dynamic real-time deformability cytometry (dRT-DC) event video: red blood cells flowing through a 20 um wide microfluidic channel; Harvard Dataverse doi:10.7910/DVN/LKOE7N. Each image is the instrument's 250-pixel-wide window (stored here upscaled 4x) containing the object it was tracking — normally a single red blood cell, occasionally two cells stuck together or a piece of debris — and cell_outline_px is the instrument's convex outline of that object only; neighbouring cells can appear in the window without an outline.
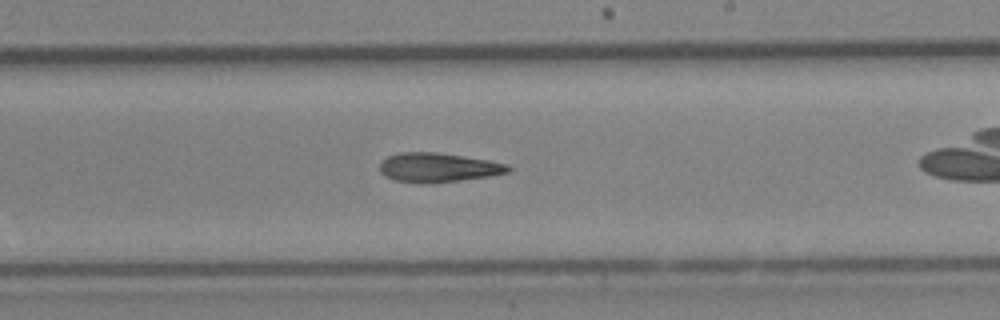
{"species": "Egyptian fruit bat (a non-hibernating species)", "species_latin": "Rousettus aegyptiacus", "temperature_condition": "cold", "stored_images_in_passage": 34, "camera_frame_rate_fps": 3000, "um_per_image_px": 0.085, "animal": {"sex": "female"}, "frame": {"image": 1, "passage_image": 15, "time_ms": 4.667, "image_size_px": [1000, 320], "cell_outline_px": [[512, 168], [508, 172], [488, 176], [432, 184], [420, 184], [396, 180], [384, 176], [380, 172], [380, 164], [388, 156], [400, 152], [436, 152], [488, 160], [508, 164]], "centroid_in_image_um": [37.22, 14.25], "position_along_channel_um": 251.8, "area_um2": 21.91}}
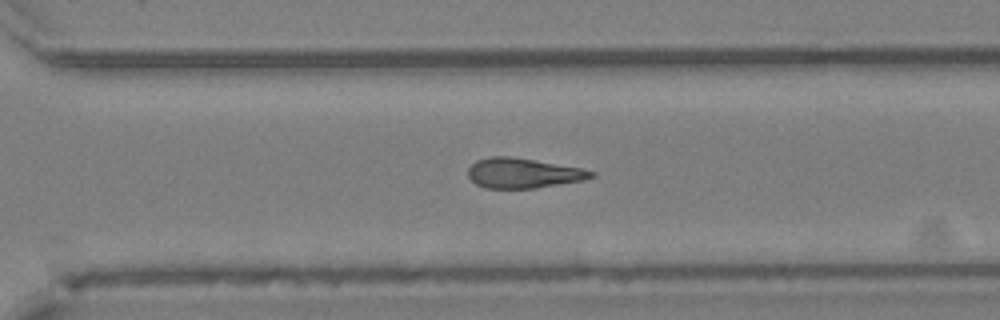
{"frame": {"image": 2, "passage_image": 20, "time_ms": 6.333, "image_size_px": [1000, 320], "cell_outline_px": [[596, 176], [584, 180], [536, 188], [484, 188], [476, 184], [468, 176], [468, 168], [476, 160], [488, 156], [512, 156], [580, 168], [596, 172]], "centroid_in_image_um": [44.45, 14.71], "position_along_channel_um": 326.1, "area_um2": 21.56}}